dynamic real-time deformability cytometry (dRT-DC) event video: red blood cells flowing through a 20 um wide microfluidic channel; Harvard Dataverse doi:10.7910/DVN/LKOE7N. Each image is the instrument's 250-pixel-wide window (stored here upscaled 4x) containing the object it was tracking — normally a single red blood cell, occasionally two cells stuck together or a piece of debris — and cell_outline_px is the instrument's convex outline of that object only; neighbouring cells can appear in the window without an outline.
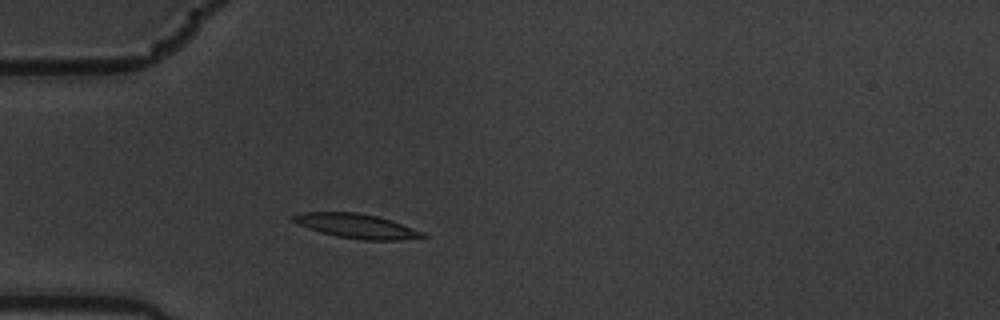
{"species": "common noctule bat (a hibernating species)", "species_latin": "Nyctalus noctula", "temperature_condition": "warm", "stored_images_in_passage": 2, "camera_frame_rate_fps": 3000, "um_per_image_px": 0.085, "animal": {"sex": "male", "body_mass_g": 19.5, "forearm_length_mm": 54.6}, "frame": {"image": 1, "passage_image": 2, "time_ms": 0.333, "image_size_px": [1000, 320], "cell_outline_px": [[428, 236], [400, 240], [364, 240], [336, 236], [320, 232], [308, 228], [292, 220], [292, 216], [304, 212], [356, 212], [380, 216], [424, 232]], "centroid_in_image_um": [30.34, 19.21], "position_along_channel_um": 54.7, "area_um2": 18.32}}